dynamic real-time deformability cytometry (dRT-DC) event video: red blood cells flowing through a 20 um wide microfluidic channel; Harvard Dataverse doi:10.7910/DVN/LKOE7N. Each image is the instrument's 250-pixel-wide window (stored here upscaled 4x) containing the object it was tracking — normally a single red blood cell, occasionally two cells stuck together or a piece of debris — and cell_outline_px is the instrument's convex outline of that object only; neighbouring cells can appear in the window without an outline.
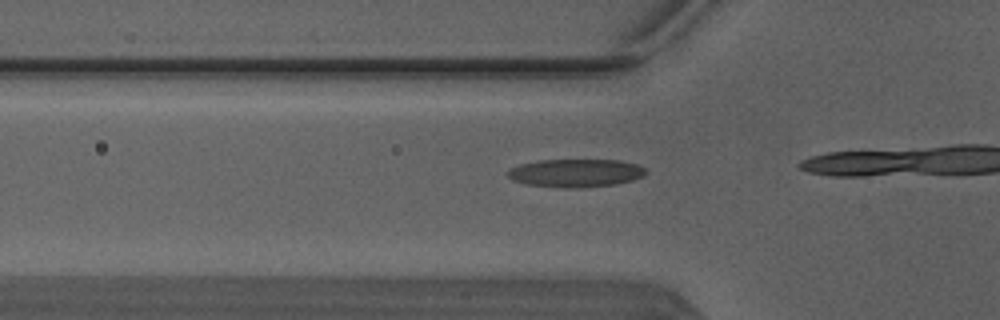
{"species": "Egyptian fruit bat (a non-hibernating species)", "species_latin": "Rousettus aegyptiacus", "temperature_condition": "warm", "stored_images_in_passage": 15, "camera_frame_rate_fps": 3000, "um_per_image_px": 0.085, "animal": {"sex": "male"}, "frame": {"image": 1, "passage_image": 13, "time_ms": 4.0, "image_size_px": [1000, 320], "cell_outline_px": [[648, 172], [632, 180], [616, 184], [576, 188], [560, 188], [528, 184], [512, 180], [508, 176], [508, 172], [512, 168], [520, 164], [540, 160], [620, 160], [640, 164]], "centroid_in_image_um": [48.96, 14.7], "position_along_channel_um": 76.8, "area_um2": 22.54}}